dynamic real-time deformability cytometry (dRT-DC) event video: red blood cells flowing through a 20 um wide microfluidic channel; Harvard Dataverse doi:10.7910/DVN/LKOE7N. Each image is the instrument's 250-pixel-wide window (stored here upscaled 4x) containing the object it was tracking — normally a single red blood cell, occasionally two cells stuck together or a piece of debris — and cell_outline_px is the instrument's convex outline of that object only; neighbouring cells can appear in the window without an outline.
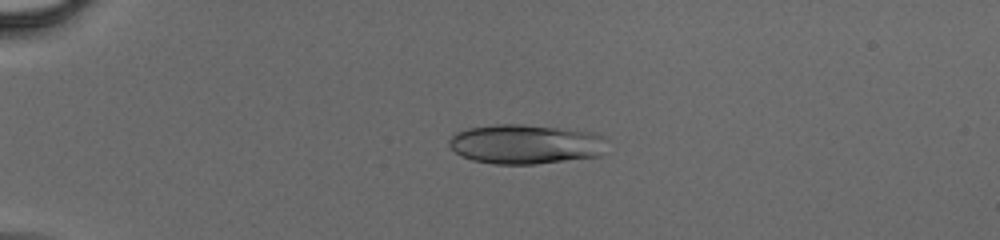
{"species": "human", "species_latin": "Homo sapiens", "temperature_condition": "cold", "stored_images_in_passage": 46, "camera_frame_rate_fps": 3000, "um_per_image_px": 0.085, "donor": {"sex": "male"}, "frame": {"image": 1, "passage_image": 12, "time_ms": 3.667, "image_size_px": [1000, 240], "cell_outline_px": [[604, 136], [600, 156], [536, 164], [492, 164], [472, 160], [456, 152], [448, 144], [448, 140], [456, 132], [468, 128], [496, 124], [520, 124], [596, 132]], "centroid_in_image_um": [44.63, 12.25], "position_along_channel_um": 40.4, "area_um2": 36.18}}
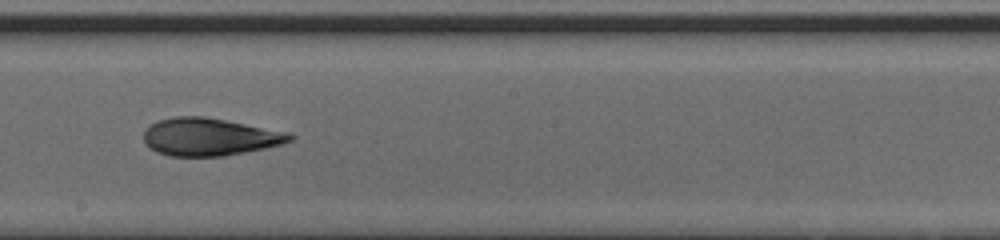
{"frame": {"image": 2, "passage_image": 28, "time_ms": 9.0, "image_size_px": [1000, 240], "cell_outline_px": [[296, 136], [292, 140], [284, 144], [224, 156], [172, 156], [156, 152], [144, 144], [144, 132], [152, 124], [160, 120], [176, 116], [204, 116], [288, 132]], "centroid_in_image_um": [17.82, 11.64], "position_along_channel_um": 230.4, "area_um2": 31.91}}
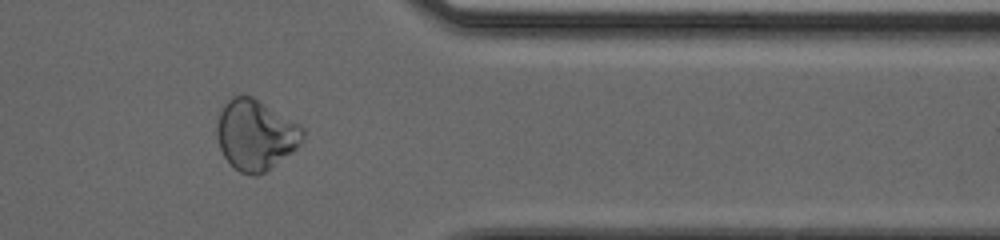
{"frame": {"image": 3, "passage_image": 39, "time_ms": 12.667, "image_size_px": [1000, 240], "cell_outline_px": [[304, 136], [300, 144], [296, 148], [264, 172], [256, 176], [252, 176], [240, 172], [224, 156], [220, 148], [216, 136], [216, 124], [220, 108], [232, 96], [252, 96], [300, 124], [304, 128]], "centroid_in_image_um": [21.7, 11.44], "position_along_channel_um": 389.7, "area_um2": 35.08}}